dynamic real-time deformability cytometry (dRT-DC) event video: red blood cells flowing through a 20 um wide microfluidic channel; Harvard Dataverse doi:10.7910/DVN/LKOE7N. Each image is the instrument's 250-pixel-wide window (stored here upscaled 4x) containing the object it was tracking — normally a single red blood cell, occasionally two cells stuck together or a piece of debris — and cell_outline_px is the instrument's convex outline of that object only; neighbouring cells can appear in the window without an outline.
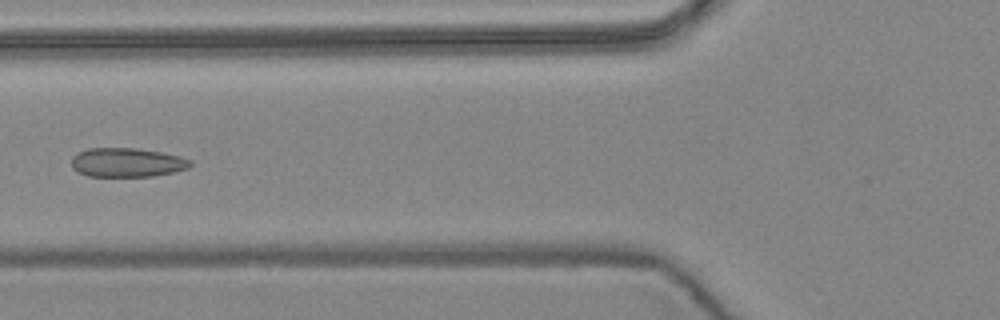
{"species": "common noctule bat (a hibernating species)", "species_latin": "Nyctalus noctula", "temperature_condition": "warm", "stored_images_in_passage": 6, "camera_frame_rate_fps": 3000, "um_per_image_px": 0.085, "animal": {"sex": "female", "body_mass_g": 24.6, "forearm_length_mm": 56.2}, "frame": {"image": 1, "passage_image": 6, "time_ms": 1.667, "image_size_px": [1000, 320], "cell_outline_px": [[192, 164], [188, 168], [172, 172], [152, 176], [88, 176], [72, 168], [72, 156], [76, 152], [88, 148], [136, 148], [160, 152], [180, 156], [192, 160]], "centroid_in_image_um": [10.78, 13.8], "position_along_channel_um": 115.0, "area_um2": 20.11}}